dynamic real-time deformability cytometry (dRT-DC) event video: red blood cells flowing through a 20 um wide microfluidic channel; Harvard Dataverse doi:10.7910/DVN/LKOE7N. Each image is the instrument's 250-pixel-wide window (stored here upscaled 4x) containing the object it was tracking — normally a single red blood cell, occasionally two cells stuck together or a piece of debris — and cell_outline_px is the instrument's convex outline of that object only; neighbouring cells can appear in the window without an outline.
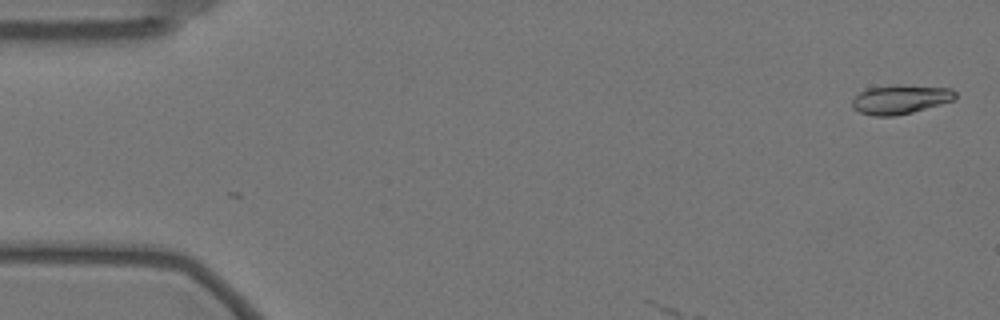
{"species": "Egyptian fruit bat (a non-hibernating species)", "species_latin": "Rousettus aegyptiacus", "temperature_condition": "warm", "stored_images_in_passage": 4, "camera_frame_rate_fps": 3000, "um_per_image_px": 0.085, "animal": {"sex": "female"}, "frame": {"image": 1, "passage_image": 4, "time_ms": 1.0, "image_size_px": [1000, 320], "cell_outline_px": [[956, 100], [912, 112], [896, 116], [872, 116], [860, 112], [852, 108], [852, 100], [860, 92], [868, 88], [900, 84], [952, 88], [956, 92]], "centroid_in_image_um": [76.56, 8.44], "position_along_channel_um": 8.4, "area_um2": 17.69}}